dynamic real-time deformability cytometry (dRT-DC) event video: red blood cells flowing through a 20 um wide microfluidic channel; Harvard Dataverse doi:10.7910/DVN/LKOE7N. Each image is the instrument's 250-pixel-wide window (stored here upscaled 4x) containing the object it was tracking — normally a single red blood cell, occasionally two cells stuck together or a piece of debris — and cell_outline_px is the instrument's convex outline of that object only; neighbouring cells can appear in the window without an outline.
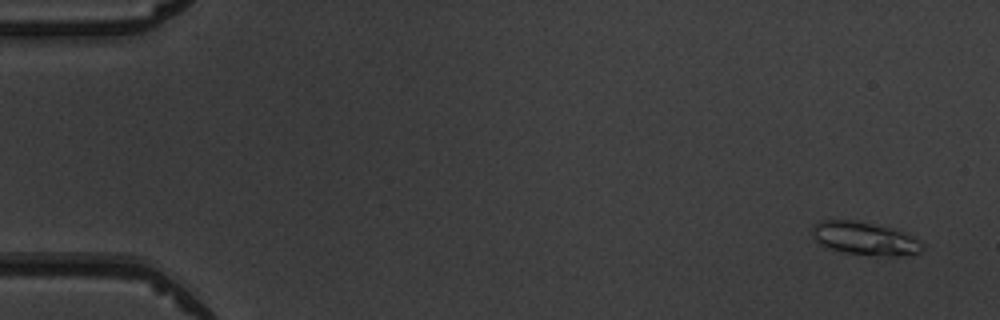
{"species": "common noctule bat (a hibernating species)", "species_latin": "Nyctalus noctula", "temperature_condition": "warm", "stored_images_in_passage": 6, "camera_frame_rate_fps": 3000, "um_per_image_px": 0.085, "animal": {"sex": "male", "body_mass_g": 19.5, "forearm_length_mm": 54.6}, "frame": {"image": 1, "passage_image": 1, "time_ms": 0.0, "image_size_px": [1000, 320], "cell_outline_px": [[924, 248], [920, 252], [900, 256], [892, 256], [844, 252], [820, 244], [812, 236], [812, 224], [820, 220], [856, 220], [892, 228], [924, 244]], "centroid_in_image_um": [73.45, 20.25], "position_along_channel_um": 11.5, "area_um2": 20.81}}
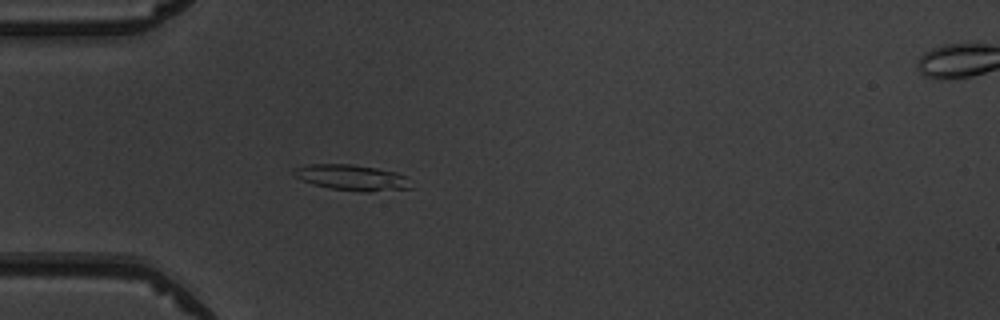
{"frame": {"image": 2, "passage_image": 5, "time_ms": 4.333, "image_size_px": [1000, 320], "cell_outline_px": [[412, 188], [372, 192], [368, 192], [332, 188], [300, 180], [292, 172], [292, 168], [308, 164], [352, 164], [376, 168], [396, 172], [404, 176]], "centroid_in_image_um": [29.88, 15.08], "position_along_channel_um": 55.1, "area_um2": 17.34}}